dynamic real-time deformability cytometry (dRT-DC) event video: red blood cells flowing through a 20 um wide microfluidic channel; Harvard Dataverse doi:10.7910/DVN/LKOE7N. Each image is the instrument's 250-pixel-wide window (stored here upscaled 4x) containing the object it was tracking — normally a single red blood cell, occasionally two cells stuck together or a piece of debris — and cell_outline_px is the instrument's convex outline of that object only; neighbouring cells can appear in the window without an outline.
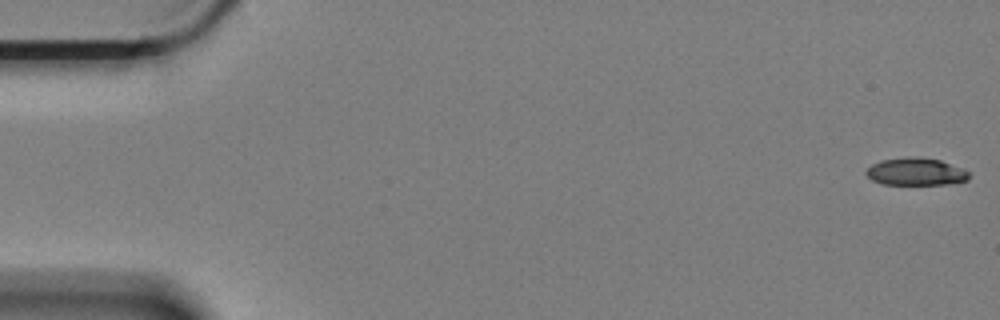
{"species": "Egyptian fruit bat (a non-hibernating species)", "species_latin": "Rousettus aegyptiacus", "temperature_condition": "cold", "stored_images_in_passage": 59, "camera_frame_rate_fps": 3000, "um_per_image_px": 0.085, "animal": {"sex": "female"}, "frame": {"image": 1, "passage_image": 1, "time_ms": 0.0, "image_size_px": [1000, 320], "cell_outline_px": [[968, 180], [948, 184], [880, 184], [872, 180], [864, 172], [872, 164], [880, 160], [908, 156], [940, 160], [960, 168], [968, 172]], "centroid_in_image_um": [77.79, 14.59], "position_along_channel_um": 7.2, "area_um2": 16.3}}
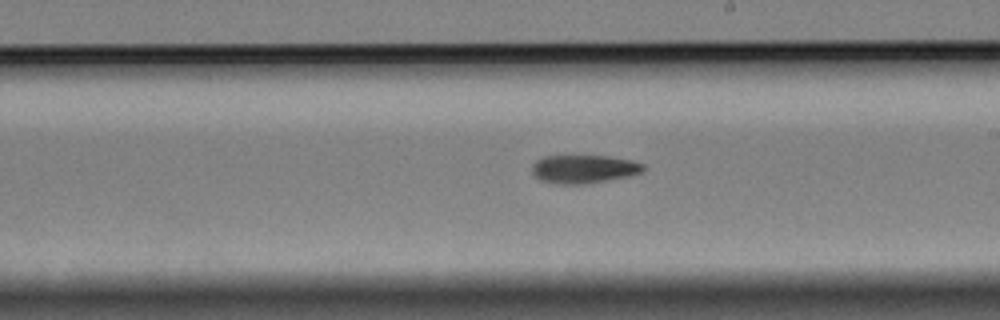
{"frame": {"image": 2, "passage_image": 34, "time_ms": 11.0, "image_size_px": [1000, 320], "cell_outline_px": [[644, 168], [640, 172], [632, 176], [588, 184], [556, 184], [540, 180], [532, 172], [532, 164], [536, 160], [544, 156], [608, 156], [632, 160], [644, 164]], "centroid_in_image_um": [49.63, 14.37], "position_along_channel_um": 239.4, "area_um2": 18.55}}
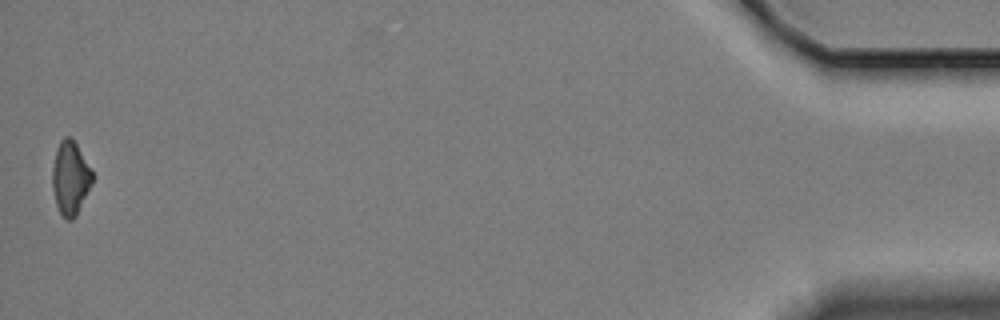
{"frame": {"image": 3, "passage_image": 59, "time_ms": 19.333, "image_size_px": [1000, 320], "cell_outline_px": [[92, 180], [76, 216], [72, 220], [68, 220], [60, 212], [56, 204], [52, 188], [52, 168], [56, 148], [60, 140], [64, 136], [68, 136], [76, 144], [92, 172]], "centroid_in_image_um": [5.94, 15.12], "position_along_channel_um": 429.3, "area_um2": 16.7}}